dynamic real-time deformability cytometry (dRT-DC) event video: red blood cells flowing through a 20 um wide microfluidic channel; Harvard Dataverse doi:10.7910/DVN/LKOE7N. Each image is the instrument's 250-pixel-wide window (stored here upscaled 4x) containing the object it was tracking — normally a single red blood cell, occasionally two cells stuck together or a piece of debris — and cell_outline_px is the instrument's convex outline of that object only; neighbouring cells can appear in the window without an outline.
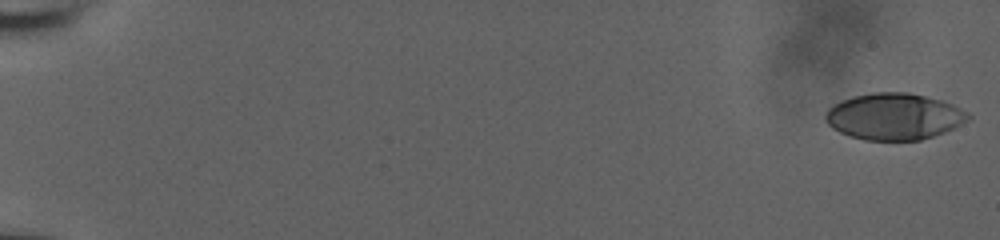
{"species": "human", "species_latin": "Homo sapiens", "temperature_condition": "room temperature", "stored_images_in_passage": 45, "camera_frame_rate_fps": 3000, "um_per_image_px": 0.085, "donor": {"sex": "male"}, "frame": {"image": 1, "passage_image": 1, "time_ms": 0.0, "image_size_px": [1000, 240], "cell_outline_px": [[972, 116], [968, 120], [944, 132], [920, 140], [864, 140], [848, 136], [832, 128], [824, 120], [824, 116], [828, 108], [832, 104], [852, 96], [872, 92], [908, 92], [940, 100], [952, 104], [968, 112]], "centroid_in_image_um": [75.95, 9.9], "position_along_channel_um": 9.0, "area_um2": 38.78}}
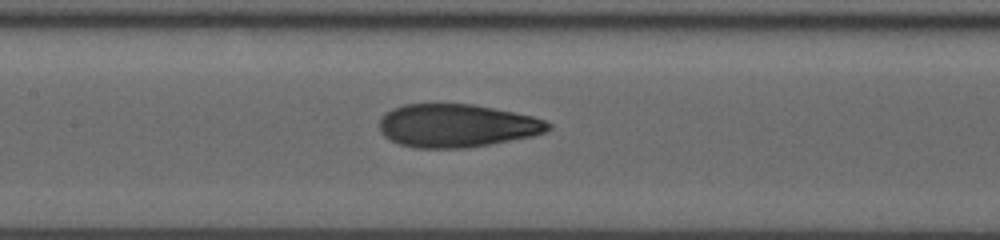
{"frame": {"image": 2, "passage_image": 25, "time_ms": 8.0, "image_size_px": [1000, 240], "cell_outline_px": [[552, 128], [544, 132], [532, 136], [488, 144], [464, 148], [412, 148], [388, 140], [380, 132], [380, 116], [384, 112], [392, 108], [404, 104], [472, 104], [532, 116], [544, 120], [552, 124]], "centroid_in_image_um": [38.76, 10.68], "position_along_channel_um": 168.6, "area_um2": 42.48}}
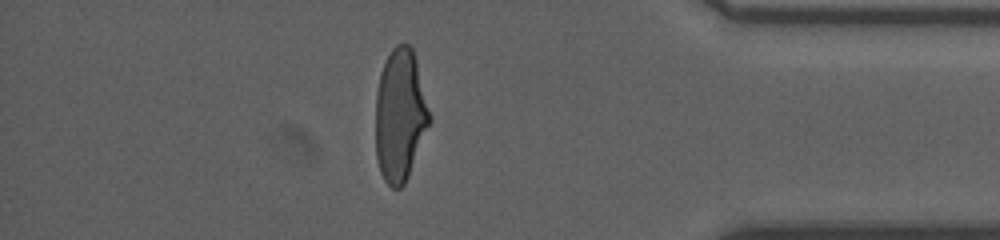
{"frame": {"image": 3, "passage_image": 43, "time_ms": 14.0, "image_size_px": [1000, 240], "cell_outline_px": [[432, 120], [408, 176], [404, 184], [400, 188], [392, 188], [384, 180], [380, 172], [376, 156], [376, 92], [380, 72], [392, 48], [396, 44], [408, 44], [412, 48], [416, 60], [432, 116]], "centroid_in_image_um": [34.02, 9.81], "position_along_channel_um": 401.2, "area_um2": 41.79}, "authors_computed_cell_mechanics": {"area_um2": 41.5582, "velocity_mm_per_s": 3.8808, "shape_relaxation_time_tau1_ms": 6.0645, "shape_relaxation_time_tau2_ms": 1.0551, "deformation_change_tau1": 0.2191, "deformation_change_tau2": 0.0823}}